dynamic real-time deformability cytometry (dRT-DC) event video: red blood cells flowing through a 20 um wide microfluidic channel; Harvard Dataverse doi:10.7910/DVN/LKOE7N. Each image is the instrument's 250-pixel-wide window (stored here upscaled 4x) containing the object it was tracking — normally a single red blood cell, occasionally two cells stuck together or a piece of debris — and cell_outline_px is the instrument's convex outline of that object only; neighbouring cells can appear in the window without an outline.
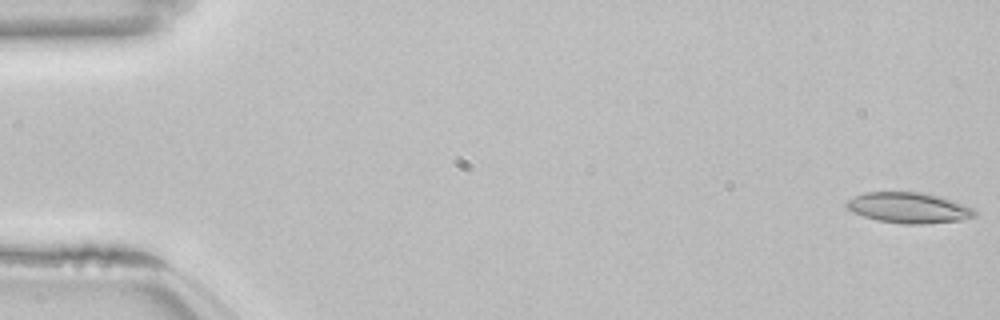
{"species": "common noctule bat (a hibernating species)", "species_latin": "Nyctalus noctula", "temperature_condition": "room temperature", "stored_images_in_passage": 54, "camera_frame_rate_fps": 3000, "um_per_image_px": 0.085, "animal": {"sex": "female", "body_mass_g": 22.7, "forearm_length_mm": 54.2}, "frame": {"image": 1, "passage_image": 1, "time_ms": 0.0, "image_size_px": [1000, 320], "cell_outline_px": [[976, 216], [960, 220], [924, 224], [904, 224], [876, 220], [852, 212], [844, 204], [848, 200], [864, 192], [920, 192], [936, 196], [964, 204], [972, 208], [976, 212]], "centroid_in_image_um": [77.22, 17.67], "position_along_channel_um": 7.8, "area_um2": 22.66}}
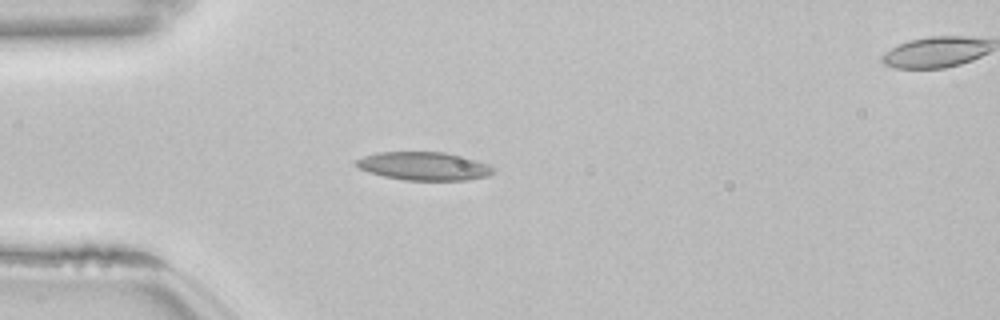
{"frame": {"image": 2, "passage_image": 15, "time_ms": 4.667, "image_size_px": [1000, 320], "cell_outline_px": [[496, 172], [488, 176], [468, 180], [404, 180], [384, 176], [368, 172], [360, 168], [356, 164], [356, 160], [364, 156], [376, 152], [444, 152], [468, 156], [488, 164]], "centroid_in_image_um": [36.09, 14.11], "position_along_channel_um": 48.9, "area_um2": 22.77}}
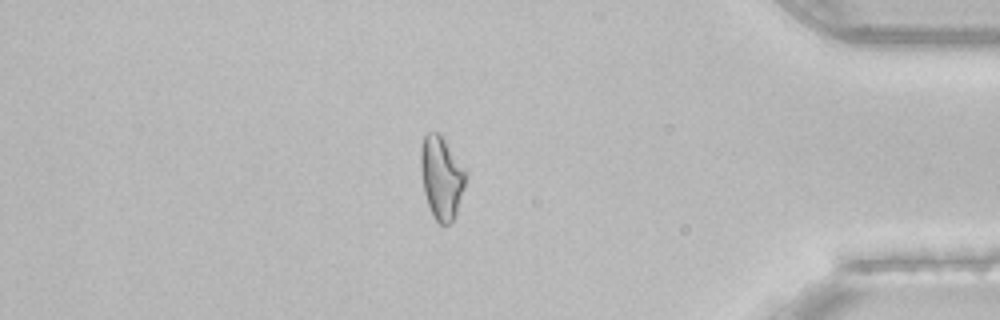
{"frame": {"image": 3, "passage_image": 46, "time_ms": 15.0, "image_size_px": [1000, 320], "cell_outline_px": [[468, 176], [456, 212], [452, 220], [448, 224], [440, 224], [432, 216], [424, 192], [420, 172], [420, 148], [424, 136], [428, 132], [436, 132], [444, 140], [468, 172]], "centroid_in_image_um": [37.52, 15.09], "position_along_channel_um": 397.7, "area_um2": 21.68}, "authors_computed_cell_mechanics": {"area_um2": 21.5594, "velocity_mm_per_s": 3.8496, "shape_relaxation_time_tau1_ms": null, "shape_relaxation_time_tau2_ms": 5.1303, "deformation_change_tau1": null, "deformation_change_tau2": 0.1413}}